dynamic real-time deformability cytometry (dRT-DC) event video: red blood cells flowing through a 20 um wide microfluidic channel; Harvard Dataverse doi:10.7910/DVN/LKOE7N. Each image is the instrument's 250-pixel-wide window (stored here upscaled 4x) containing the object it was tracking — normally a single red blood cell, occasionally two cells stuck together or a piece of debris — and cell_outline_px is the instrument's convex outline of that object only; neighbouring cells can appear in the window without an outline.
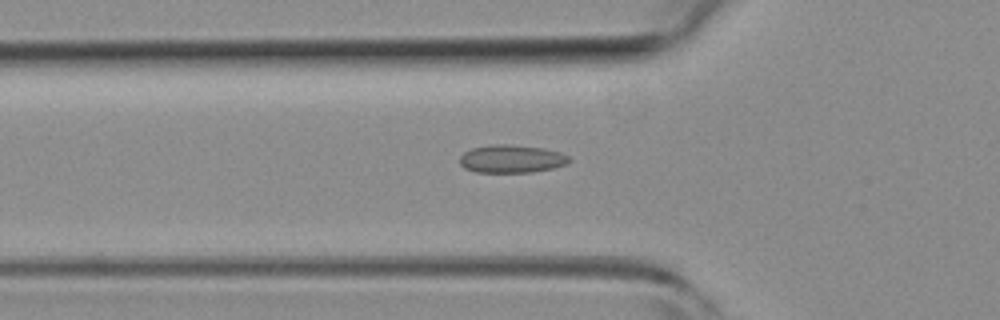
{"species": "common noctule bat (a hibernating species)", "species_latin": "Nyctalus noctula", "temperature_condition": "room temperature", "stored_images_in_passage": 31, "camera_frame_rate_fps": 3000, "um_per_image_px": 0.085, "animal": {"sex": "female", "body_mass_g": 19.3, "forearm_length_mm": 54.1}, "frame": {"image": 1, "passage_image": 6, "time_ms": 1.667, "image_size_px": [1000, 320], "cell_outline_px": [[572, 160], [568, 164], [552, 168], [532, 172], [476, 172], [464, 168], [460, 164], [460, 156], [464, 152], [472, 148], [492, 144], [508, 144], [544, 148], [560, 152], [568, 156]], "centroid_in_image_um": [43.49, 13.5], "position_along_channel_um": 82.3, "area_um2": 17.92}}
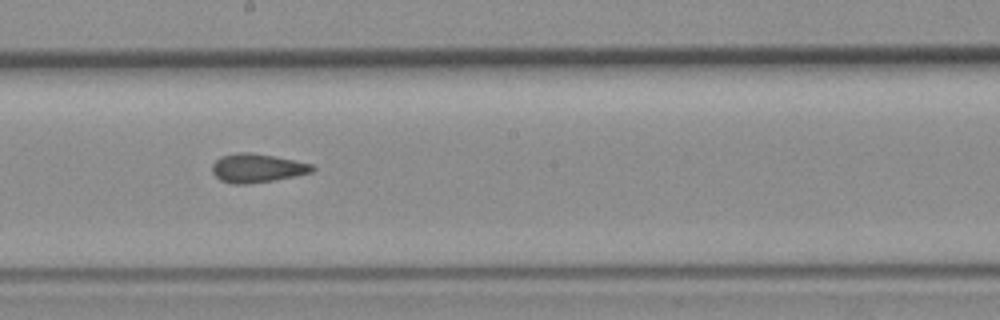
{"frame": {"image": 2, "passage_image": 16, "time_ms": 5.0, "image_size_px": [1000, 320], "cell_outline_px": [[316, 168], [312, 172], [296, 176], [248, 184], [232, 184], [220, 180], [212, 172], [212, 164], [220, 156], [236, 152], [252, 152], [276, 156], [312, 164]], "centroid_in_image_um": [21.84, 14.28], "position_along_channel_um": 226.4, "area_um2": 16.94}}
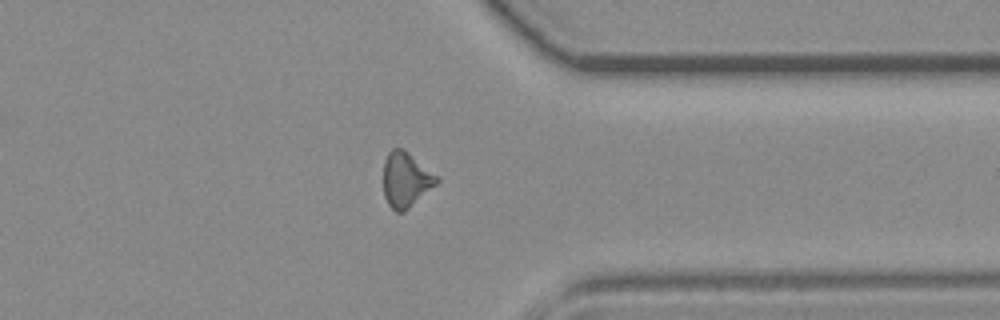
{"frame": {"image": 3, "passage_image": 27, "time_ms": 8.667, "image_size_px": [1000, 320], "cell_outline_px": [[440, 180], [436, 184], [404, 212], [396, 212], [388, 204], [384, 196], [384, 160], [388, 152], [392, 148], [404, 148], [440, 176]], "centroid_in_image_um": [34.52, 15.24], "position_along_channel_um": 376.9, "area_um2": 17.28}, "authors_computed_cell_mechanics": {"area_um2": 16.6464, "velocity_mm_per_s": 4.2998, "shape_relaxation_time_tau1_ms": null, "shape_relaxation_time_tau2_ms": 1.6267, "deformation_change_tau1": null, "deformation_change_tau2": 0.0859}}